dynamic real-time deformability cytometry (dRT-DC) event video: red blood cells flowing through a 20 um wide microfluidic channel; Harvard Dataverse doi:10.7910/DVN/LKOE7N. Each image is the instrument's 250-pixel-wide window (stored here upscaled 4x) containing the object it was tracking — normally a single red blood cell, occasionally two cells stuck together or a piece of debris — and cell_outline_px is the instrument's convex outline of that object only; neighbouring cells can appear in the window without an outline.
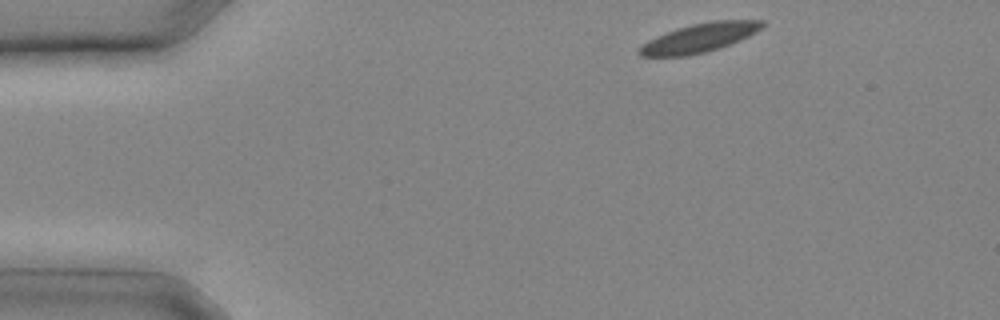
{"species": "common noctule bat (a hibernating species)", "species_latin": "Nyctalus noctula", "temperature_condition": "cold", "stored_images_in_passage": 10, "camera_frame_rate_fps": 3000, "um_per_image_px": 0.085, "animal": {"sex": "male", "body_mass_g": 20.4}, "frame": {"image": 1, "passage_image": 1, "time_ms": 0.0, "image_size_px": [1000, 320], "cell_outline_px": [[764, 24], [756, 32], [740, 40], [720, 48], [704, 52], [684, 56], [640, 56], [640, 48], [648, 40], [656, 36], [676, 28], [692, 24], [712, 20], [764, 20]], "centroid_in_image_um": [59.47, 3.2], "position_along_channel_um": 25.5, "area_um2": 20.46}}
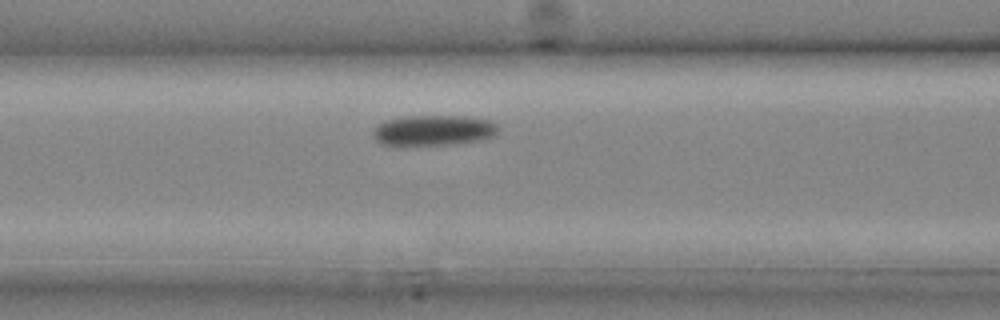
{"frame": {"image": 2, "passage_image": 8, "time_ms": 2.333, "image_size_px": [1000, 320], "cell_outline_px": [[500, 132], [496, 136], [484, 140], [456, 144], [416, 148], [396, 148], [380, 144], [372, 136], [372, 132], [384, 120], [404, 116], [464, 116], [492, 120], [500, 128]], "centroid_in_image_um": [36.84, 11.14], "position_along_channel_um": 129.8, "area_um2": 23.81}}
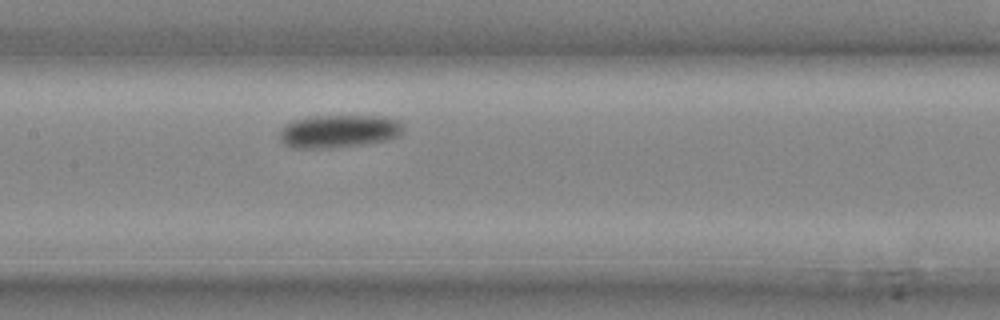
{"frame": {"image": 3, "passage_image": 10, "time_ms": 3.0, "image_size_px": [1000, 320], "cell_outline_px": [[404, 132], [400, 136], [388, 140], [364, 144], [332, 148], [296, 148], [284, 144], [280, 140], [280, 128], [296, 120], [316, 116], [384, 116], [400, 120], [404, 124]], "centroid_in_image_um": [28.89, 11.16], "position_along_channel_um": 178.5, "area_um2": 23.93}}